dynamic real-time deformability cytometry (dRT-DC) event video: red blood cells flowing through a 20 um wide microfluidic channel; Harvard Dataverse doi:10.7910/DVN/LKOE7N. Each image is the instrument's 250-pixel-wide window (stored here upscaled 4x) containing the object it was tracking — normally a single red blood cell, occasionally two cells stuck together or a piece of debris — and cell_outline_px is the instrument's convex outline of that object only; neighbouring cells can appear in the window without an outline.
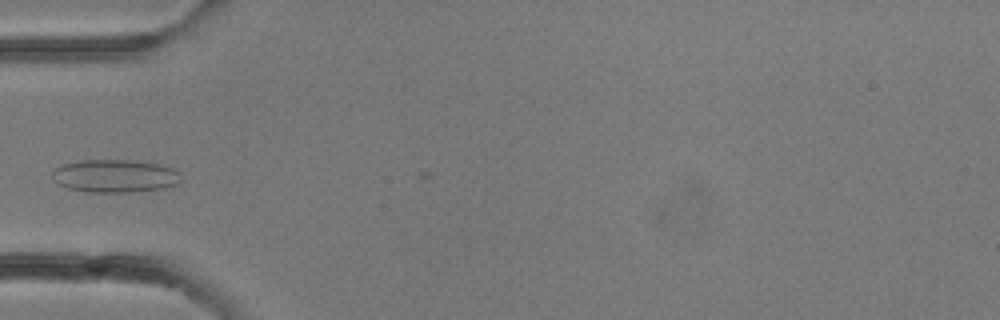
{"species": "common noctule bat (a hibernating species)", "species_latin": "Nyctalus noctula", "temperature_condition": "room temperature", "stored_images_in_passage": 5, "camera_frame_rate_fps": 3000, "um_per_image_px": 0.085, "animal": {"sex": "female"}, "frame": {"image": 1, "passage_image": 2, "time_ms": 0.333, "image_size_px": [1000, 320], "cell_outline_px": [[180, 180], [176, 184], [164, 188], [128, 192], [88, 192], [68, 188], [56, 184], [52, 180], [52, 172], [56, 168], [64, 164], [80, 160], [132, 160], [160, 164], [176, 168]], "centroid_in_image_um": [9.74, 14.95], "position_along_channel_um": 75.3, "area_um2": 24.8}}
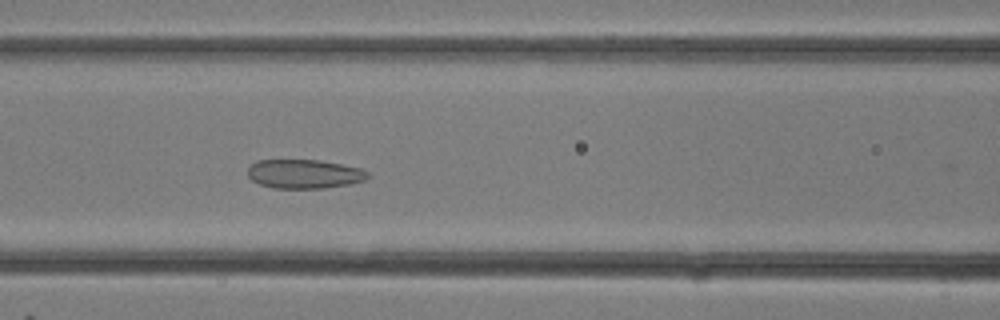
{"frame": {"image": 2, "passage_image": 5, "time_ms": 1.333, "image_size_px": [1000, 320], "cell_outline_px": [[368, 176], [364, 180], [348, 184], [324, 188], [272, 188], [260, 184], [252, 180], [248, 176], [248, 168], [256, 160], [320, 160], [360, 168], [368, 172]], "centroid_in_image_um": [25.83, 14.78], "position_along_channel_um": 140.8, "area_um2": 20.17}}